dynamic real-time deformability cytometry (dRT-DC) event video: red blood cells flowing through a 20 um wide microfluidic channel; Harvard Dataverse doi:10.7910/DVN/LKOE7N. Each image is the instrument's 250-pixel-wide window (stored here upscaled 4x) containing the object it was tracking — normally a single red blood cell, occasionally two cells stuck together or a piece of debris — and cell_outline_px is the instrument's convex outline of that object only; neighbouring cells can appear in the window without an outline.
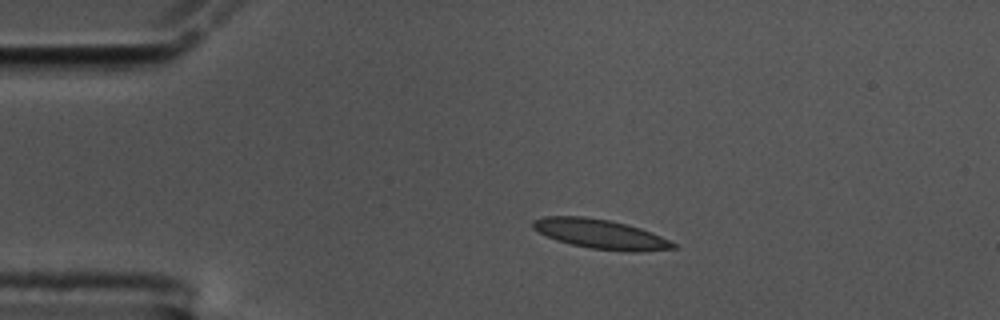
{"species": "common noctule bat (a hibernating species)", "species_latin": "Nyctalus noctula", "temperature_condition": "cold", "stored_images_in_passage": 46, "camera_frame_rate_fps": 3000, "um_per_image_px": 0.085, "animal": {"sex": "male", "body_mass_g": 17.5, "forearm_length_mm": 52.3}, "frame": {"image": 1, "passage_image": 1, "time_ms": 0.0, "image_size_px": [1000, 320], "cell_outline_px": [[676, 248], [640, 252], [632, 252], [592, 248], [572, 244], [556, 240], [532, 228], [532, 220], [544, 216], [584, 216], [608, 220], [640, 228], [652, 232], [676, 244]], "centroid_in_image_um": [51.03, 19.89], "position_along_channel_um": 34.0, "area_um2": 23.81}}
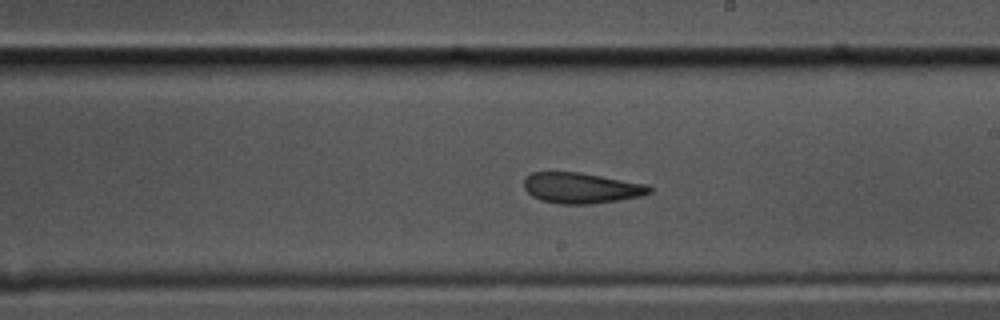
{"frame": {"image": 2, "passage_image": 22, "time_ms": 7.0, "image_size_px": [1000, 320], "cell_outline_px": [[652, 192], [640, 196], [592, 204], [560, 204], [540, 200], [532, 196], [524, 188], [524, 180], [532, 172], [580, 172], [648, 184], [652, 188]], "centroid_in_image_um": [49.41, 15.97], "position_along_channel_um": 239.6, "area_um2": 22.43}}
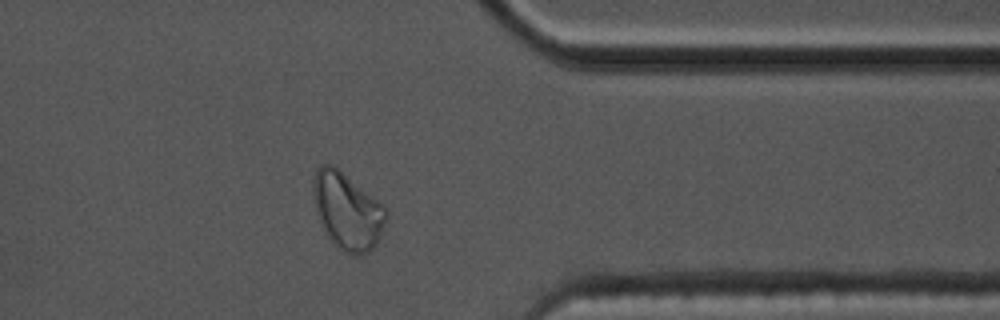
{"frame": {"image": 3, "passage_image": 35, "time_ms": 11.333, "image_size_px": [1000, 320], "cell_outline_px": [[388, 216], [376, 244], [368, 252], [360, 256], [356, 256], [344, 252], [336, 248], [332, 244], [324, 232], [320, 224], [312, 196], [312, 180], [316, 168], [320, 164], [332, 164], [384, 204], [388, 208]], "centroid_in_image_um": [29.5, 17.94], "position_along_channel_um": 381.9, "area_um2": 33.29}, "authors_computed_cell_mechanics": {"area_um2": 23.3801, "velocity_mm_per_s": 3.5219, "shape_relaxation_time_tau1_ms": 7.2659, "shape_relaxation_time_tau2_ms": 2.1841, "deformation_change_tau1": 0.2092, "deformation_change_tau2": 0.1003}}